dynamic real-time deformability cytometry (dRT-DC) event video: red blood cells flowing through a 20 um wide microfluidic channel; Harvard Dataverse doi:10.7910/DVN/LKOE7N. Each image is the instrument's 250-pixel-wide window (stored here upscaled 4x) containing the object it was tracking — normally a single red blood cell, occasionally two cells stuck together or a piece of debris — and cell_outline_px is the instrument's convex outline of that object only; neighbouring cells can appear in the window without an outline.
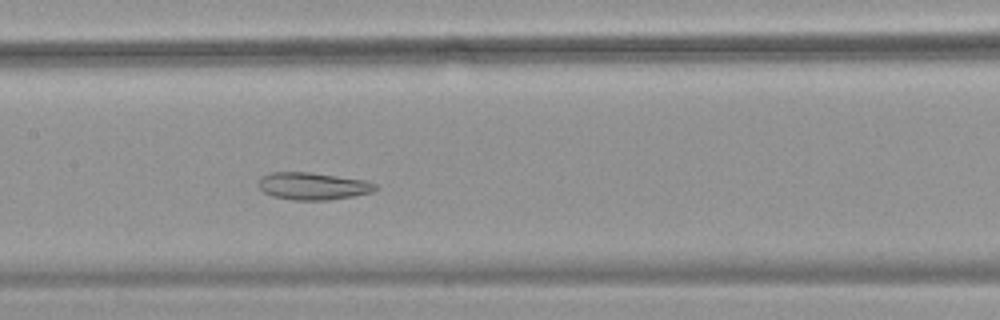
{"species": "common noctule bat (a hibernating species)", "species_latin": "Nyctalus noctula", "temperature_condition": "warm", "stored_images_in_passage": 53, "camera_frame_rate_fps": 3000, "um_per_image_px": 0.085, "animal": {"sex": "female", "body_mass_g": 18.4}, "frame": {"image": 1, "passage_image": 25, "time_ms": 8.0, "image_size_px": [1000, 320], "cell_outline_px": [[380, 188], [372, 192], [352, 196], [328, 200], [292, 200], [272, 196], [264, 192], [256, 184], [260, 176], [272, 172], [308, 172], [368, 180], [376, 184]], "centroid_in_image_um": [26.59, 15.81], "position_along_channel_um": 180.8, "area_um2": 18.84}}
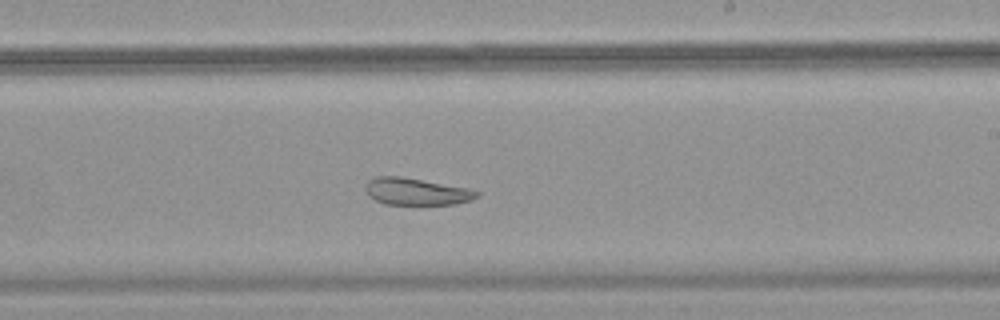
{"frame": {"image": 2, "passage_image": 31, "time_ms": 10.0, "image_size_px": [1000, 320], "cell_outline_px": [[480, 196], [472, 200], [456, 204], [384, 204], [368, 196], [364, 188], [368, 180], [376, 176], [400, 176], [468, 188], [480, 192]], "centroid_in_image_um": [35.38, 16.28], "position_along_channel_um": 253.6, "area_um2": 17.57}}
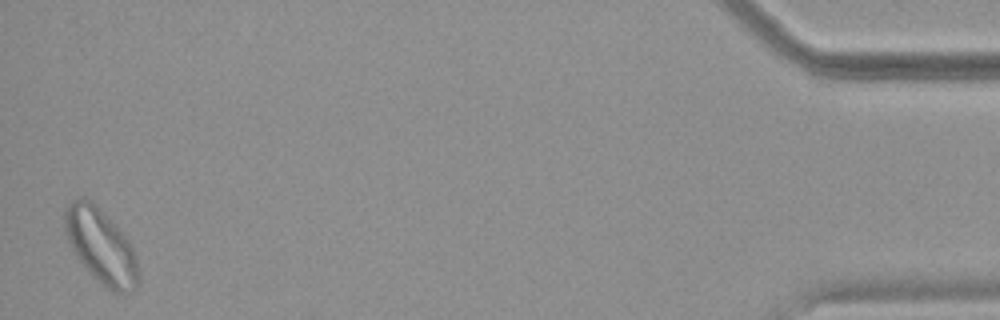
{"frame": {"image": 3, "passage_image": 52, "time_ms": 17.0, "image_size_px": [1000, 320], "cell_outline_px": [[140, 284], [132, 292], [112, 292], [88, 272], [76, 256], [68, 244], [64, 232], [64, 208], [72, 200], [80, 196], [88, 196], [96, 204], [128, 240], [132, 248], [140, 272]], "centroid_in_image_um": [8.55, 20.91], "position_along_channel_um": 426.6, "area_um2": 32.43}, "authors_computed_cell_mechanics": {"area_um2": 25.8366, "velocity_mm_per_s": 3.6605, "shape_relaxation_time_tau1_ms": null, "shape_relaxation_time_tau2_ms": 2.9101, "deformation_change_tau1": null, "deformation_change_tau2": 0.095}}